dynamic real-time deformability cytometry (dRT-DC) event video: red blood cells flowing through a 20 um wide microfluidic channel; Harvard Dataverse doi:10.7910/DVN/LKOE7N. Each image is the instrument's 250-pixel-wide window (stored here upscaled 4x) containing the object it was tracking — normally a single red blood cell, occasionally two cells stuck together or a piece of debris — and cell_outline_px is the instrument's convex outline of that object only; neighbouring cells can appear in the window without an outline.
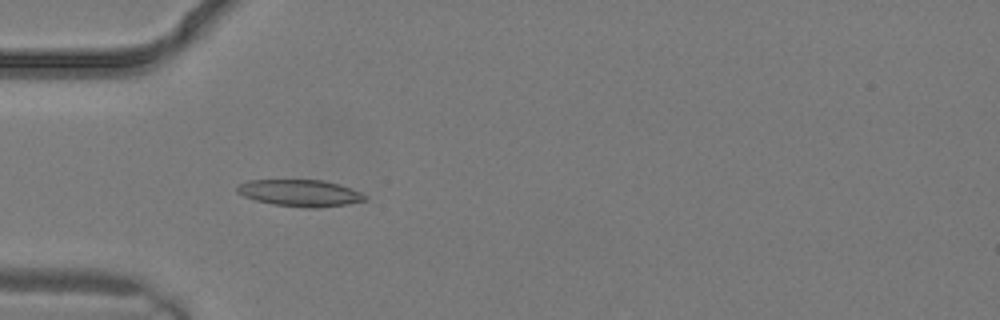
{"species": "common noctule bat (a hibernating species)", "species_latin": "Nyctalus noctula", "temperature_condition": "warm", "stored_images_in_passage": 3, "camera_frame_rate_fps": 3000, "um_per_image_px": 0.085, "animal": {"sex": "male", "body_mass_g": 19.2, "forearm_length_mm": 51.8}, "frame": {"image": 1, "passage_image": 3, "time_ms": 0.667, "image_size_px": [1000, 320], "cell_outline_px": [[368, 200], [348, 204], [316, 208], [308, 208], [272, 204], [256, 200], [244, 196], [236, 192], [236, 184], [248, 180], [320, 180], [340, 184], [352, 188], [368, 196]], "centroid_in_image_um": [25.51, 16.4], "position_along_channel_um": 59.5, "area_um2": 20.11}}